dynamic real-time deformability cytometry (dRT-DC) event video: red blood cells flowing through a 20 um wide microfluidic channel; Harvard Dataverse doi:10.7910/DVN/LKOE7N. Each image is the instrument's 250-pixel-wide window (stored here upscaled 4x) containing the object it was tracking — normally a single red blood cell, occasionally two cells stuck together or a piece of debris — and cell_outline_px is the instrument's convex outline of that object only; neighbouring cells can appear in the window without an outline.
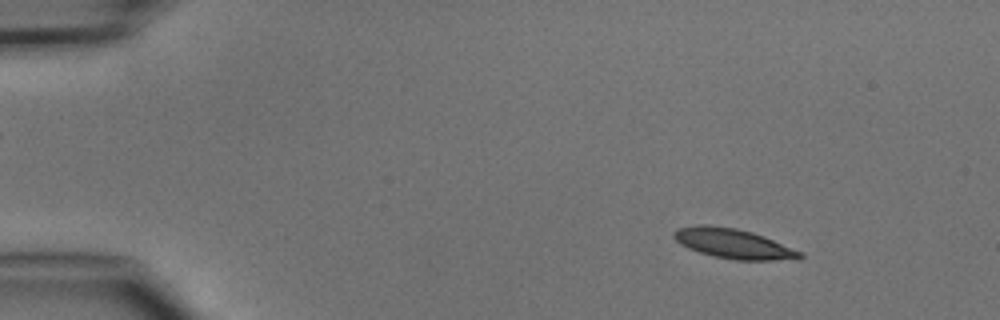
{"species": "common noctule bat (a hibernating species)", "species_latin": "Nyctalus noctula", "temperature_condition": "cold", "stored_images_in_passage": 5, "camera_frame_rate_fps": 3000, "um_per_image_px": 0.085, "animal": {"sex": "male", "body_mass_g": 15.6}, "frame": {"image": 1, "passage_image": 2, "time_ms": 1.333, "image_size_px": [1000, 320], "cell_outline_px": [[804, 256], [800, 260], [736, 260], [716, 256], [700, 252], [688, 248], [680, 244], [672, 236], [672, 232], [676, 228], [700, 224], [708, 224], [736, 228], [752, 232], [764, 236], [804, 252]], "centroid_in_image_um": [62.37, 20.7], "position_along_channel_um": 22.6, "area_um2": 22.2}}
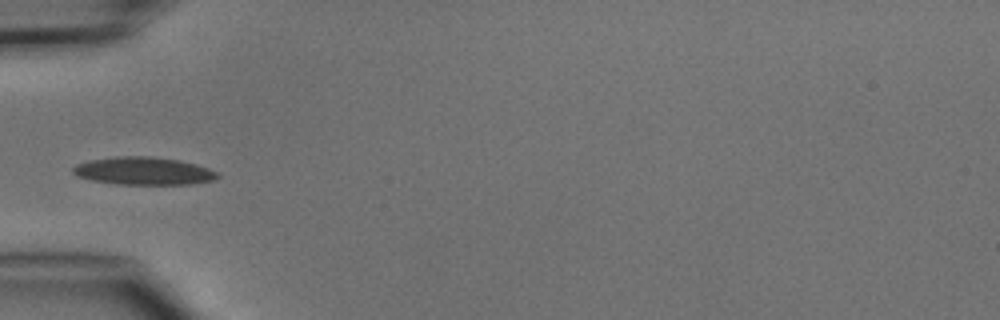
{"frame": {"image": 2, "passage_image": 5, "time_ms": 4.667, "image_size_px": [1000, 320], "cell_outline_px": [[220, 176], [212, 180], [192, 184], [116, 184], [92, 180], [76, 176], [72, 172], [72, 168], [76, 164], [88, 160], [112, 156], [152, 156], [180, 160], [196, 164], [208, 168], [216, 172]], "centroid_in_image_um": [12.16, 14.52], "position_along_channel_um": 72.8, "area_um2": 23.52}}